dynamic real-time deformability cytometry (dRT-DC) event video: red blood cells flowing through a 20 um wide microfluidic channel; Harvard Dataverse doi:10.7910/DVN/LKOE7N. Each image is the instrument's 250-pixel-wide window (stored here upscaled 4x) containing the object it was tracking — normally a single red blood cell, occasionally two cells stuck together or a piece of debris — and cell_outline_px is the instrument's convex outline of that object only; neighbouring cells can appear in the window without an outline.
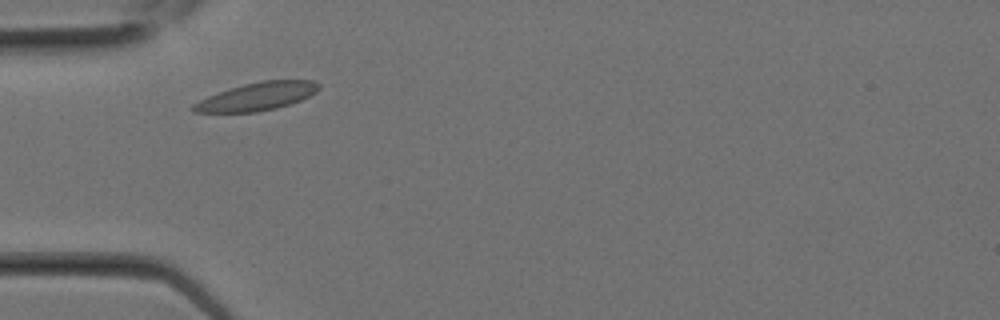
{"species": "Egyptian fruit bat (a non-hibernating species)", "species_latin": "Rousettus aegyptiacus", "temperature_condition": "room temperature", "stored_images_in_passage": 1, "camera_frame_rate_fps": 3000, "um_per_image_px": 0.085, "animal": {"sex": "female"}, "frame": {"image": 1, "passage_image": 1, "time_ms": 0.0, "image_size_px": [1000, 320], "cell_outline_px": [[320, 88], [316, 92], [300, 100], [276, 108], [256, 112], [192, 112], [192, 104], [208, 96], [244, 84], [264, 80], [316, 80], [320, 84]], "centroid_in_image_um": [21.88, 8.19], "position_along_channel_um": 63.1, "area_um2": 20.17}}